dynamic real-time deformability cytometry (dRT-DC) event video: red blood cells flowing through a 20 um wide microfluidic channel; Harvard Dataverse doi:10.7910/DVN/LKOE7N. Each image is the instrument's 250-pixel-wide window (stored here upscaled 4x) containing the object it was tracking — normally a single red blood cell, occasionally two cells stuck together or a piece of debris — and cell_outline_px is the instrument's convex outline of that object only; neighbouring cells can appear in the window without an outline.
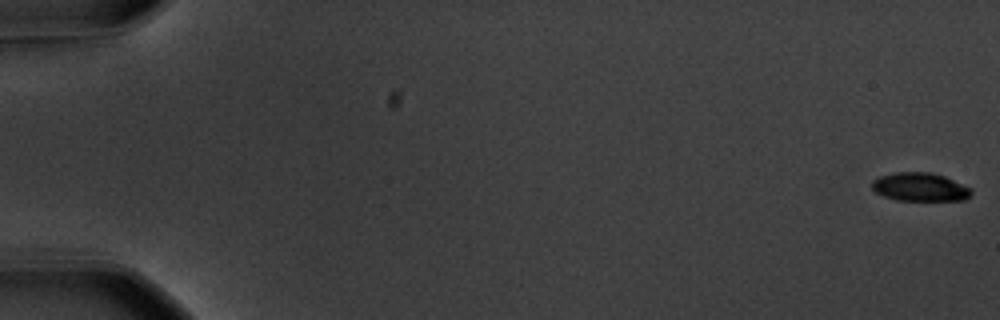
{"species": "common noctule bat (a hibernating species)", "species_latin": "Nyctalus noctula", "temperature_condition": "warm", "stored_images_in_passage": 15, "camera_frame_rate_fps": 3000, "um_per_image_px": 0.085, "animal": {"sex": "male", "body_mass_g": 20.1, "forearm_length_mm": 53.5}, "frame": {"image": 1, "passage_image": 1, "time_ms": 0.0, "image_size_px": [1000, 320], "cell_outline_px": [[972, 192], [964, 200], [896, 200], [884, 196], [876, 192], [872, 188], [872, 180], [880, 176], [896, 172], [932, 172], [944, 176], [972, 188]], "centroid_in_image_um": [78.2, 15.89], "position_along_channel_um": 6.8, "area_um2": 16.42}}
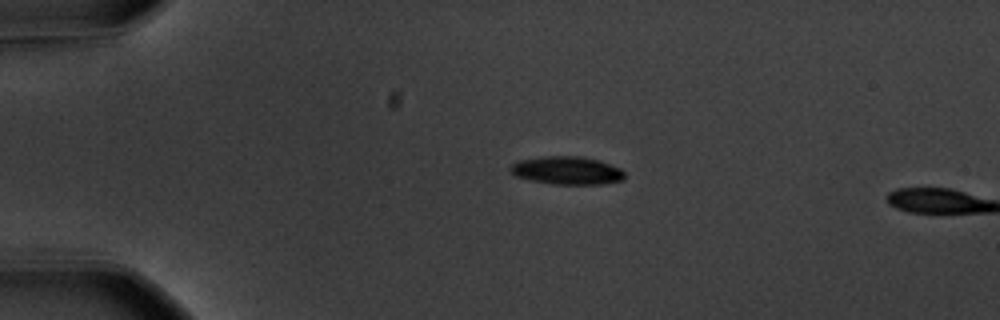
{"frame": {"image": 2, "passage_image": 14, "time_ms": 4.333, "image_size_px": [1000, 320], "cell_outline_px": [[624, 180], [600, 184], [552, 184], [528, 180], [516, 176], [508, 168], [512, 164], [520, 160], [548, 156], [584, 156], [600, 160], [620, 168], [624, 172]], "centroid_in_image_um": [48.2, 14.49], "position_along_channel_um": 36.8, "area_um2": 18.73}}